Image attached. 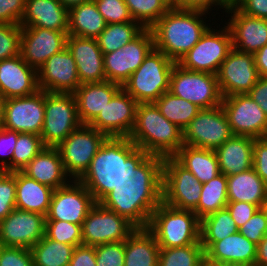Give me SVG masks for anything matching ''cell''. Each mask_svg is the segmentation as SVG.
<instances>
[{
    "label": "cell",
    "instance_id": "cell-13",
    "mask_svg": "<svg viewBox=\"0 0 267 266\" xmlns=\"http://www.w3.org/2000/svg\"><path fill=\"white\" fill-rule=\"evenodd\" d=\"M222 106L201 109L183 130L186 145L215 150L232 136Z\"/></svg>",
    "mask_w": 267,
    "mask_h": 266
},
{
    "label": "cell",
    "instance_id": "cell-55",
    "mask_svg": "<svg viewBox=\"0 0 267 266\" xmlns=\"http://www.w3.org/2000/svg\"><path fill=\"white\" fill-rule=\"evenodd\" d=\"M226 208L235 221L237 228L240 229L260 207L248 202H228Z\"/></svg>",
    "mask_w": 267,
    "mask_h": 266
},
{
    "label": "cell",
    "instance_id": "cell-52",
    "mask_svg": "<svg viewBox=\"0 0 267 266\" xmlns=\"http://www.w3.org/2000/svg\"><path fill=\"white\" fill-rule=\"evenodd\" d=\"M172 4L180 9L201 10L208 13L220 8L223 9L222 12L224 13L232 2L230 0H172Z\"/></svg>",
    "mask_w": 267,
    "mask_h": 266
},
{
    "label": "cell",
    "instance_id": "cell-56",
    "mask_svg": "<svg viewBox=\"0 0 267 266\" xmlns=\"http://www.w3.org/2000/svg\"><path fill=\"white\" fill-rule=\"evenodd\" d=\"M232 3L246 15L267 19V0H234Z\"/></svg>",
    "mask_w": 267,
    "mask_h": 266
},
{
    "label": "cell",
    "instance_id": "cell-9",
    "mask_svg": "<svg viewBox=\"0 0 267 266\" xmlns=\"http://www.w3.org/2000/svg\"><path fill=\"white\" fill-rule=\"evenodd\" d=\"M106 138L97 129L81 125L56 147L65 172L72 180H79L84 175Z\"/></svg>",
    "mask_w": 267,
    "mask_h": 266
},
{
    "label": "cell",
    "instance_id": "cell-28",
    "mask_svg": "<svg viewBox=\"0 0 267 266\" xmlns=\"http://www.w3.org/2000/svg\"><path fill=\"white\" fill-rule=\"evenodd\" d=\"M19 25L68 32V9L59 0H26Z\"/></svg>",
    "mask_w": 267,
    "mask_h": 266
},
{
    "label": "cell",
    "instance_id": "cell-62",
    "mask_svg": "<svg viewBox=\"0 0 267 266\" xmlns=\"http://www.w3.org/2000/svg\"><path fill=\"white\" fill-rule=\"evenodd\" d=\"M201 266H233V265L227 264V263L213 261V260L207 258L206 256H204V258H203V260L201 262Z\"/></svg>",
    "mask_w": 267,
    "mask_h": 266
},
{
    "label": "cell",
    "instance_id": "cell-49",
    "mask_svg": "<svg viewBox=\"0 0 267 266\" xmlns=\"http://www.w3.org/2000/svg\"><path fill=\"white\" fill-rule=\"evenodd\" d=\"M238 231L257 245L267 234V216L263 208H259Z\"/></svg>",
    "mask_w": 267,
    "mask_h": 266
},
{
    "label": "cell",
    "instance_id": "cell-11",
    "mask_svg": "<svg viewBox=\"0 0 267 266\" xmlns=\"http://www.w3.org/2000/svg\"><path fill=\"white\" fill-rule=\"evenodd\" d=\"M203 184L174 157H166L162 168V202L193 211L200 200Z\"/></svg>",
    "mask_w": 267,
    "mask_h": 266
},
{
    "label": "cell",
    "instance_id": "cell-1",
    "mask_svg": "<svg viewBox=\"0 0 267 266\" xmlns=\"http://www.w3.org/2000/svg\"><path fill=\"white\" fill-rule=\"evenodd\" d=\"M163 160L137 148L125 161L124 179L99 203L136 228H147L162 202Z\"/></svg>",
    "mask_w": 267,
    "mask_h": 266
},
{
    "label": "cell",
    "instance_id": "cell-31",
    "mask_svg": "<svg viewBox=\"0 0 267 266\" xmlns=\"http://www.w3.org/2000/svg\"><path fill=\"white\" fill-rule=\"evenodd\" d=\"M16 208L47 216L54 189L15 171Z\"/></svg>",
    "mask_w": 267,
    "mask_h": 266
},
{
    "label": "cell",
    "instance_id": "cell-58",
    "mask_svg": "<svg viewBox=\"0 0 267 266\" xmlns=\"http://www.w3.org/2000/svg\"><path fill=\"white\" fill-rule=\"evenodd\" d=\"M248 95L256 101L267 116V77L260 76Z\"/></svg>",
    "mask_w": 267,
    "mask_h": 266
},
{
    "label": "cell",
    "instance_id": "cell-35",
    "mask_svg": "<svg viewBox=\"0 0 267 266\" xmlns=\"http://www.w3.org/2000/svg\"><path fill=\"white\" fill-rule=\"evenodd\" d=\"M106 25L94 0L81 3L68 10V35L96 39Z\"/></svg>",
    "mask_w": 267,
    "mask_h": 266
},
{
    "label": "cell",
    "instance_id": "cell-29",
    "mask_svg": "<svg viewBox=\"0 0 267 266\" xmlns=\"http://www.w3.org/2000/svg\"><path fill=\"white\" fill-rule=\"evenodd\" d=\"M39 183L57 189L72 179L65 172L60 152L56 147H45L22 170Z\"/></svg>",
    "mask_w": 267,
    "mask_h": 266
},
{
    "label": "cell",
    "instance_id": "cell-3",
    "mask_svg": "<svg viewBox=\"0 0 267 266\" xmlns=\"http://www.w3.org/2000/svg\"><path fill=\"white\" fill-rule=\"evenodd\" d=\"M138 147L128 137H107L79 181L99 203L124 179L125 161Z\"/></svg>",
    "mask_w": 267,
    "mask_h": 266
},
{
    "label": "cell",
    "instance_id": "cell-32",
    "mask_svg": "<svg viewBox=\"0 0 267 266\" xmlns=\"http://www.w3.org/2000/svg\"><path fill=\"white\" fill-rule=\"evenodd\" d=\"M226 178L228 202H248L262 208L267 199V185L253 167Z\"/></svg>",
    "mask_w": 267,
    "mask_h": 266
},
{
    "label": "cell",
    "instance_id": "cell-15",
    "mask_svg": "<svg viewBox=\"0 0 267 266\" xmlns=\"http://www.w3.org/2000/svg\"><path fill=\"white\" fill-rule=\"evenodd\" d=\"M221 106L233 135L267 137V116L248 93L222 97Z\"/></svg>",
    "mask_w": 267,
    "mask_h": 266
},
{
    "label": "cell",
    "instance_id": "cell-45",
    "mask_svg": "<svg viewBox=\"0 0 267 266\" xmlns=\"http://www.w3.org/2000/svg\"><path fill=\"white\" fill-rule=\"evenodd\" d=\"M21 26L0 23V61L20 54Z\"/></svg>",
    "mask_w": 267,
    "mask_h": 266
},
{
    "label": "cell",
    "instance_id": "cell-8",
    "mask_svg": "<svg viewBox=\"0 0 267 266\" xmlns=\"http://www.w3.org/2000/svg\"><path fill=\"white\" fill-rule=\"evenodd\" d=\"M210 26L198 43L177 62L190 71L217 75L222 62L232 47V36L227 25L218 29Z\"/></svg>",
    "mask_w": 267,
    "mask_h": 266
},
{
    "label": "cell",
    "instance_id": "cell-19",
    "mask_svg": "<svg viewBox=\"0 0 267 266\" xmlns=\"http://www.w3.org/2000/svg\"><path fill=\"white\" fill-rule=\"evenodd\" d=\"M46 216L15 208L0 221L2 246L30 249L45 235Z\"/></svg>",
    "mask_w": 267,
    "mask_h": 266
},
{
    "label": "cell",
    "instance_id": "cell-24",
    "mask_svg": "<svg viewBox=\"0 0 267 266\" xmlns=\"http://www.w3.org/2000/svg\"><path fill=\"white\" fill-rule=\"evenodd\" d=\"M66 47L76 62L81 84L106 81L103 53L97 39L68 35Z\"/></svg>",
    "mask_w": 267,
    "mask_h": 266
},
{
    "label": "cell",
    "instance_id": "cell-23",
    "mask_svg": "<svg viewBox=\"0 0 267 266\" xmlns=\"http://www.w3.org/2000/svg\"><path fill=\"white\" fill-rule=\"evenodd\" d=\"M226 13L229 19L224 24L230 30L233 48L254 55L267 44V19L246 15L233 3L226 9Z\"/></svg>",
    "mask_w": 267,
    "mask_h": 266
},
{
    "label": "cell",
    "instance_id": "cell-54",
    "mask_svg": "<svg viewBox=\"0 0 267 266\" xmlns=\"http://www.w3.org/2000/svg\"><path fill=\"white\" fill-rule=\"evenodd\" d=\"M253 168L267 185V137L254 139Z\"/></svg>",
    "mask_w": 267,
    "mask_h": 266
},
{
    "label": "cell",
    "instance_id": "cell-25",
    "mask_svg": "<svg viewBox=\"0 0 267 266\" xmlns=\"http://www.w3.org/2000/svg\"><path fill=\"white\" fill-rule=\"evenodd\" d=\"M38 90L37 71L20 54L0 61V93L5 99L28 96Z\"/></svg>",
    "mask_w": 267,
    "mask_h": 266
},
{
    "label": "cell",
    "instance_id": "cell-60",
    "mask_svg": "<svg viewBox=\"0 0 267 266\" xmlns=\"http://www.w3.org/2000/svg\"><path fill=\"white\" fill-rule=\"evenodd\" d=\"M255 266H267V234L257 244Z\"/></svg>",
    "mask_w": 267,
    "mask_h": 266
},
{
    "label": "cell",
    "instance_id": "cell-39",
    "mask_svg": "<svg viewBox=\"0 0 267 266\" xmlns=\"http://www.w3.org/2000/svg\"><path fill=\"white\" fill-rule=\"evenodd\" d=\"M145 28L137 21L107 24L106 28L96 38L103 54H108L122 48L136 38Z\"/></svg>",
    "mask_w": 267,
    "mask_h": 266
},
{
    "label": "cell",
    "instance_id": "cell-48",
    "mask_svg": "<svg viewBox=\"0 0 267 266\" xmlns=\"http://www.w3.org/2000/svg\"><path fill=\"white\" fill-rule=\"evenodd\" d=\"M96 266H124L125 241L95 246Z\"/></svg>",
    "mask_w": 267,
    "mask_h": 266
},
{
    "label": "cell",
    "instance_id": "cell-42",
    "mask_svg": "<svg viewBox=\"0 0 267 266\" xmlns=\"http://www.w3.org/2000/svg\"><path fill=\"white\" fill-rule=\"evenodd\" d=\"M204 256L201 244L160 248L158 266H201Z\"/></svg>",
    "mask_w": 267,
    "mask_h": 266
},
{
    "label": "cell",
    "instance_id": "cell-53",
    "mask_svg": "<svg viewBox=\"0 0 267 266\" xmlns=\"http://www.w3.org/2000/svg\"><path fill=\"white\" fill-rule=\"evenodd\" d=\"M26 0H0V23L20 24Z\"/></svg>",
    "mask_w": 267,
    "mask_h": 266
},
{
    "label": "cell",
    "instance_id": "cell-6",
    "mask_svg": "<svg viewBox=\"0 0 267 266\" xmlns=\"http://www.w3.org/2000/svg\"><path fill=\"white\" fill-rule=\"evenodd\" d=\"M175 63L163 52L153 48L122 88L138 104L154 103L162 94L169 91L170 76Z\"/></svg>",
    "mask_w": 267,
    "mask_h": 266
},
{
    "label": "cell",
    "instance_id": "cell-20",
    "mask_svg": "<svg viewBox=\"0 0 267 266\" xmlns=\"http://www.w3.org/2000/svg\"><path fill=\"white\" fill-rule=\"evenodd\" d=\"M137 101L121 88L89 124L107 137H129L135 125Z\"/></svg>",
    "mask_w": 267,
    "mask_h": 266
},
{
    "label": "cell",
    "instance_id": "cell-59",
    "mask_svg": "<svg viewBox=\"0 0 267 266\" xmlns=\"http://www.w3.org/2000/svg\"><path fill=\"white\" fill-rule=\"evenodd\" d=\"M254 60L259 76L267 77V44L254 54Z\"/></svg>",
    "mask_w": 267,
    "mask_h": 266
},
{
    "label": "cell",
    "instance_id": "cell-43",
    "mask_svg": "<svg viewBox=\"0 0 267 266\" xmlns=\"http://www.w3.org/2000/svg\"><path fill=\"white\" fill-rule=\"evenodd\" d=\"M45 147L40 135L19 133L13 152L12 172L22 171Z\"/></svg>",
    "mask_w": 267,
    "mask_h": 266
},
{
    "label": "cell",
    "instance_id": "cell-33",
    "mask_svg": "<svg viewBox=\"0 0 267 266\" xmlns=\"http://www.w3.org/2000/svg\"><path fill=\"white\" fill-rule=\"evenodd\" d=\"M173 157L202 184L221 173L214 150L184 144Z\"/></svg>",
    "mask_w": 267,
    "mask_h": 266
},
{
    "label": "cell",
    "instance_id": "cell-27",
    "mask_svg": "<svg viewBox=\"0 0 267 266\" xmlns=\"http://www.w3.org/2000/svg\"><path fill=\"white\" fill-rule=\"evenodd\" d=\"M121 88L108 80L81 84L73 94L82 125H89Z\"/></svg>",
    "mask_w": 267,
    "mask_h": 266
},
{
    "label": "cell",
    "instance_id": "cell-50",
    "mask_svg": "<svg viewBox=\"0 0 267 266\" xmlns=\"http://www.w3.org/2000/svg\"><path fill=\"white\" fill-rule=\"evenodd\" d=\"M18 135L19 132L0 128V171L12 172V158Z\"/></svg>",
    "mask_w": 267,
    "mask_h": 266
},
{
    "label": "cell",
    "instance_id": "cell-22",
    "mask_svg": "<svg viewBox=\"0 0 267 266\" xmlns=\"http://www.w3.org/2000/svg\"><path fill=\"white\" fill-rule=\"evenodd\" d=\"M37 75L38 88L48 93H74L81 85L76 62L67 47L47 59Z\"/></svg>",
    "mask_w": 267,
    "mask_h": 266
},
{
    "label": "cell",
    "instance_id": "cell-64",
    "mask_svg": "<svg viewBox=\"0 0 267 266\" xmlns=\"http://www.w3.org/2000/svg\"><path fill=\"white\" fill-rule=\"evenodd\" d=\"M263 210L265 211L266 213V216H267V199L266 201L264 202V205L262 206Z\"/></svg>",
    "mask_w": 267,
    "mask_h": 266
},
{
    "label": "cell",
    "instance_id": "cell-57",
    "mask_svg": "<svg viewBox=\"0 0 267 266\" xmlns=\"http://www.w3.org/2000/svg\"><path fill=\"white\" fill-rule=\"evenodd\" d=\"M69 266H96L95 246H76Z\"/></svg>",
    "mask_w": 267,
    "mask_h": 266
},
{
    "label": "cell",
    "instance_id": "cell-51",
    "mask_svg": "<svg viewBox=\"0 0 267 266\" xmlns=\"http://www.w3.org/2000/svg\"><path fill=\"white\" fill-rule=\"evenodd\" d=\"M0 266H34L31 250L2 246L0 248Z\"/></svg>",
    "mask_w": 267,
    "mask_h": 266
},
{
    "label": "cell",
    "instance_id": "cell-30",
    "mask_svg": "<svg viewBox=\"0 0 267 266\" xmlns=\"http://www.w3.org/2000/svg\"><path fill=\"white\" fill-rule=\"evenodd\" d=\"M254 138L232 135L215 149L220 172L226 176L239 174L253 167Z\"/></svg>",
    "mask_w": 267,
    "mask_h": 266
},
{
    "label": "cell",
    "instance_id": "cell-44",
    "mask_svg": "<svg viewBox=\"0 0 267 266\" xmlns=\"http://www.w3.org/2000/svg\"><path fill=\"white\" fill-rule=\"evenodd\" d=\"M45 236L75 247L83 244L81 225L66 221H46Z\"/></svg>",
    "mask_w": 267,
    "mask_h": 266
},
{
    "label": "cell",
    "instance_id": "cell-7",
    "mask_svg": "<svg viewBox=\"0 0 267 266\" xmlns=\"http://www.w3.org/2000/svg\"><path fill=\"white\" fill-rule=\"evenodd\" d=\"M81 125L73 93L45 91L44 123L40 136L46 147H57Z\"/></svg>",
    "mask_w": 267,
    "mask_h": 266
},
{
    "label": "cell",
    "instance_id": "cell-46",
    "mask_svg": "<svg viewBox=\"0 0 267 266\" xmlns=\"http://www.w3.org/2000/svg\"><path fill=\"white\" fill-rule=\"evenodd\" d=\"M16 208L15 171H0V221Z\"/></svg>",
    "mask_w": 267,
    "mask_h": 266
},
{
    "label": "cell",
    "instance_id": "cell-16",
    "mask_svg": "<svg viewBox=\"0 0 267 266\" xmlns=\"http://www.w3.org/2000/svg\"><path fill=\"white\" fill-rule=\"evenodd\" d=\"M95 203L92 194L79 180H71L54 190L46 221H66L82 226Z\"/></svg>",
    "mask_w": 267,
    "mask_h": 266
},
{
    "label": "cell",
    "instance_id": "cell-47",
    "mask_svg": "<svg viewBox=\"0 0 267 266\" xmlns=\"http://www.w3.org/2000/svg\"><path fill=\"white\" fill-rule=\"evenodd\" d=\"M94 2L107 24L133 21L124 0H94Z\"/></svg>",
    "mask_w": 267,
    "mask_h": 266
},
{
    "label": "cell",
    "instance_id": "cell-14",
    "mask_svg": "<svg viewBox=\"0 0 267 266\" xmlns=\"http://www.w3.org/2000/svg\"><path fill=\"white\" fill-rule=\"evenodd\" d=\"M153 48V35L149 28H145L122 48L103 54L106 80L122 86Z\"/></svg>",
    "mask_w": 267,
    "mask_h": 266
},
{
    "label": "cell",
    "instance_id": "cell-17",
    "mask_svg": "<svg viewBox=\"0 0 267 266\" xmlns=\"http://www.w3.org/2000/svg\"><path fill=\"white\" fill-rule=\"evenodd\" d=\"M254 55L232 48L217 73L222 97L246 94L259 79Z\"/></svg>",
    "mask_w": 267,
    "mask_h": 266
},
{
    "label": "cell",
    "instance_id": "cell-12",
    "mask_svg": "<svg viewBox=\"0 0 267 266\" xmlns=\"http://www.w3.org/2000/svg\"><path fill=\"white\" fill-rule=\"evenodd\" d=\"M136 229L127 219L96 202L81 226L83 245L125 241Z\"/></svg>",
    "mask_w": 267,
    "mask_h": 266
},
{
    "label": "cell",
    "instance_id": "cell-61",
    "mask_svg": "<svg viewBox=\"0 0 267 266\" xmlns=\"http://www.w3.org/2000/svg\"><path fill=\"white\" fill-rule=\"evenodd\" d=\"M62 5L67 8L68 10L74 6H77L81 3L89 2L92 0H59Z\"/></svg>",
    "mask_w": 267,
    "mask_h": 266
},
{
    "label": "cell",
    "instance_id": "cell-2",
    "mask_svg": "<svg viewBox=\"0 0 267 266\" xmlns=\"http://www.w3.org/2000/svg\"><path fill=\"white\" fill-rule=\"evenodd\" d=\"M208 12L172 6L151 28L154 48L176 63L192 49L212 26ZM204 17V19H203ZM209 24V25H208Z\"/></svg>",
    "mask_w": 267,
    "mask_h": 266
},
{
    "label": "cell",
    "instance_id": "cell-63",
    "mask_svg": "<svg viewBox=\"0 0 267 266\" xmlns=\"http://www.w3.org/2000/svg\"><path fill=\"white\" fill-rule=\"evenodd\" d=\"M5 101H6V99L0 93V128L3 127Z\"/></svg>",
    "mask_w": 267,
    "mask_h": 266
},
{
    "label": "cell",
    "instance_id": "cell-40",
    "mask_svg": "<svg viewBox=\"0 0 267 266\" xmlns=\"http://www.w3.org/2000/svg\"><path fill=\"white\" fill-rule=\"evenodd\" d=\"M237 231L236 223L225 207L201 219L200 242L221 241Z\"/></svg>",
    "mask_w": 267,
    "mask_h": 266
},
{
    "label": "cell",
    "instance_id": "cell-36",
    "mask_svg": "<svg viewBox=\"0 0 267 266\" xmlns=\"http://www.w3.org/2000/svg\"><path fill=\"white\" fill-rule=\"evenodd\" d=\"M75 246L47 238L45 235L30 248L34 266H69Z\"/></svg>",
    "mask_w": 267,
    "mask_h": 266
},
{
    "label": "cell",
    "instance_id": "cell-26",
    "mask_svg": "<svg viewBox=\"0 0 267 266\" xmlns=\"http://www.w3.org/2000/svg\"><path fill=\"white\" fill-rule=\"evenodd\" d=\"M205 256L213 261L233 266H255L257 245L239 231L221 241L201 242Z\"/></svg>",
    "mask_w": 267,
    "mask_h": 266
},
{
    "label": "cell",
    "instance_id": "cell-34",
    "mask_svg": "<svg viewBox=\"0 0 267 266\" xmlns=\"http://www.w3.org/2000/svg\"><path fill=\"white\" fill-rule=\"evenodd\" d=\"M160 247L147 228H137L125 240L124 266H158Z\"/></svg>",
    "mask_w": 267,
    "mask_h": 266
},
{
    "label": "cell",
    "instance_id": "cell-21",
    "mask_svg": "<svg viewBox=\"0 0 267 266\" xmlns=\"http://www.w3.org/2000/svg\"><path fill=\"white\" fill-rule=\"evenodd\" d=\"M68 32L40 27H21L20 55L38 71L52 55L66 48Z\"/></svg>",
    "mask_w": 267,
    "mask_h": 266
},
{
    "label": "cell",
    "instance_id": "cell-37",
    "mask_svg": "<svg viewBox=\"0 0 267 266\" xmlns=\"http://www.w3.org/2000/svg\"><path fill=\"white\" fill-rule=\"evenodd\" d=\"M227 178L220 173L218 176L203 184L201 197L197 207L193 210L201 220L227 206Z\"/></svg>",
    "mask_w": 267,
    "mask_h": 266
},
{
    "label": "cell",
    "instance_id": "cell-38",
    "mask_svg": "<svg viewBox=\"0 0 267 266\" xmlns=\"http://www.w3.org/2000/svg\"><path fill=\"white\" fill-rule=\"evenodd\" d=\"M161 114L182 131L201 110L197 105L165 92L155 102Z\"/></svg>",
    "mask_w": 267,
    "mask_h": 266
},
{
    "label": "cell",
    "instance_id": "cell-18",
    "mask_svg": "<svg viewBox=\"0 0 267 266\" xmlns=\"http://www.w3.org/2000/svg\"><path fill=\"white\" fill-rule=\"evenodd\" d=\"M45 91L6 99L4 106L3 128L19 133L41 135L44 123Z\"/></svg>",
    "mask_w": 267,
    "mask_h": 266
},
{
    "label": "cell",
    "instance_id": "cell-5",
    "mask_svg": "<svg viewBox=\"0 0 267 266\" xmlns=\"http://www.w3.org/2000/svg\"><path fill=\"white\" fill-rule=\"evenodd\" d=\"M201 220L191 210L161 202L153 211L147 229L160 248H175L200 242Z\"/></svg>",
    "mask_w": 267,
    "mask_h": 266
},
{
    "label": "cell",
    "instance_id": "cell-41",
    "mask_svg": "<svg viewBox=\"0 0 267 266\" xmlns=\"http://www.w3.org/2000/svg\"><path fill=\"white\" fill-rule=\"evenodd\" d=\"M134 21L151 28L172 6V0H124Z\"/></svg>",
    "mask_w": 267,
    "mask_h": 266
},
{
    "label": "cell",
    "instance_id": "cell-10",
    "mask_svg": "<svg viewBox=\"0 0 267 266\" xmlns=\"http://www.w3.org/2000/svg\"><path fill=\"white\" fill-rule=\"evenodd\" d=\"M169 92L188 100L201 109L220 106L222 102L217 75L190 71L177 63H175L170 76Z\"/></svg>",
    "mask_w": 267,
    "mask_h": 266
},
{
    "label": "cell",
    "instance_id": "cell-4",
    "mask_svg": "<svg viewBox=\"0 0 267 266\" xmlns=\"http://www.w3.org/2000/svg\"><path fill=\"white\" fill-rule=\"evenodd\" d=\"M150 155L173 157L184 145L183 131L164 117L155 103H139L128 137Z\"/></svg>",
    "mask_w": 267,
    "mask_h": 266
}]
</instances>
